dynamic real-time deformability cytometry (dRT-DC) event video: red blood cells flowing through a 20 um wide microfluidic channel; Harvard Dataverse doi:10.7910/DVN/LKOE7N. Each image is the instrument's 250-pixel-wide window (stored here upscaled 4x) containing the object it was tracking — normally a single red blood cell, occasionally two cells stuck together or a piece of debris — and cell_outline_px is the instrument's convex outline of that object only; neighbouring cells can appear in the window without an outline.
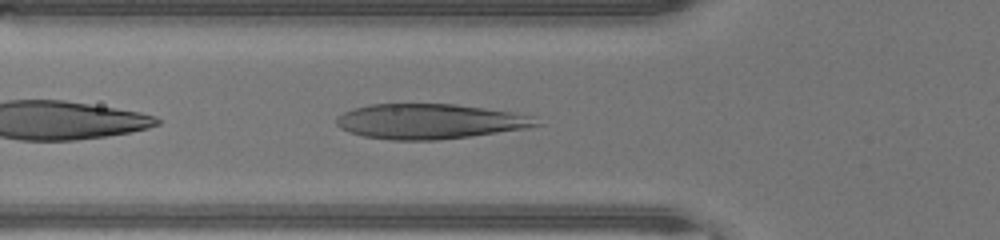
{"species": "human", "species_latin": "Homo sapiens", "temperature_condition": "warm", "stored_images_in_passage": 32, "camera_frame_rate_fps": 3000, "um_per_image_px": 0.085, "donor": {"sex": "male"}, "frame": {"image": 1, "passage_image": 3, "time_ms": 0.667, "image_size_px": [1000, 240], "cell_outline_px": [[544, 124], [528, 128], [468, 136], [436, 140], [388, 140], [364, 136], [348, 132], [340, 128], [336, 124], [336, 116], [352, 108], [372, 104], [456, 104], [512, 112], [532, 116]], "centroid_in_image_um": [36.5, 10.32], "position_along_channel_um": 89.3, "area_um2": 40.86}}
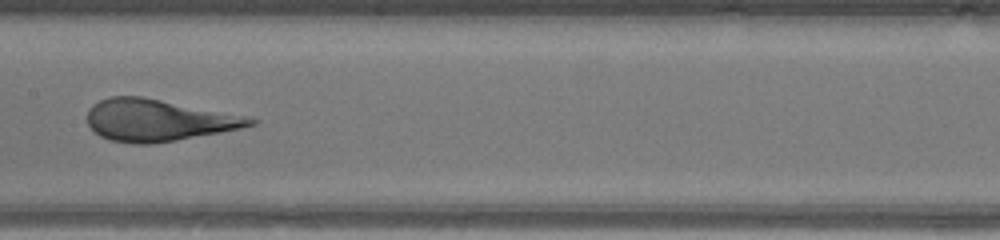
{"frame": {"image": 2, "passage_image": 10, "time_ms": 3.0, "image_size_px": [1000, 240], "cell_outline_px": [[260, 120], [256, 124], [240, 128], [176, 140], [152, 144], [132, 144], [112, 140], [100, 136], [88, 124], [88, 108], [92, 104], [100, 100], [112, 96], [144, 96], [244, 116]], "centroid_in_image_um": [13.4, 10.21], "position_along_channel_um": 194.0, "area_um2": 39.36}}
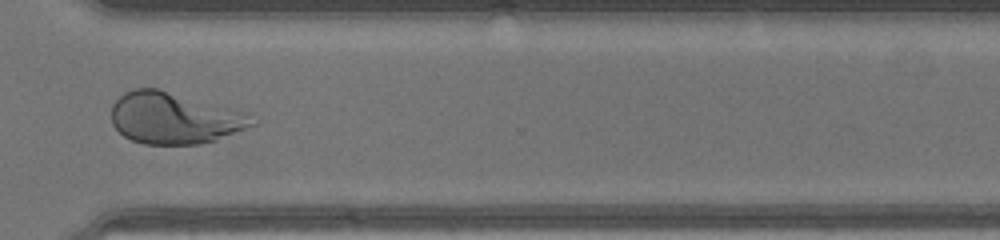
{"frame": {"image": 3, "passage_image": 21, "time_ms": 6.667, "image_size_px": [1000, 240], "cell_outline_px": [[256, 124], [216, 140], [196, 144], [144, 144], [132, 140], [124, 136], [112, 124], [112, 104], [124, 92], [136, 88], [156, 88], [252, 112]], "centroid_in_image_um": [14.87, 10.02], "position_along_channel_um": 355.7, "area_um2": 42.54}}